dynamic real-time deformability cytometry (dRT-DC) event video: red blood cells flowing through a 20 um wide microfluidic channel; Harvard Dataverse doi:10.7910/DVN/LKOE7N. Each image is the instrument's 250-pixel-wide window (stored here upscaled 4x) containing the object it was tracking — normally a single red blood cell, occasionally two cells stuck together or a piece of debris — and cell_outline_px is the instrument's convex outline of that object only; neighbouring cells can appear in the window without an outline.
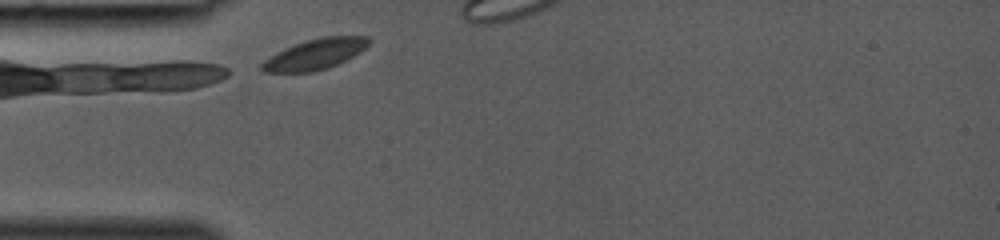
{"species": "common noctule bat (a hibernating species)", "species_latin": "Nyctalus noctula", "temperature_condition": "room temperature", "stored_images_in_passage": 10, "camera_frame_rate_fps": 3000, "um_per_image_px": 0.085, "animal": {"sex": "female", "body_mass_g": 19.0, "forearm_length_mm": 53.3}, "frame": {"image": 1, "passage_image": 1, "time_ms": 0.0, "image_size_px": [1000, 240], "cell_outline_px": [[372, 40], [360, 52], [328, 68], [312, 72], [264, 72], [260, 68], [260, 64], [264, 60], [276, 52], [284, 48], [304, 40], [324, 36], [368, 36]], "centroid_in_image_um": [26.75, 4.6], "position_along_channel_um": 58.2, "area_um2": 19.02}}
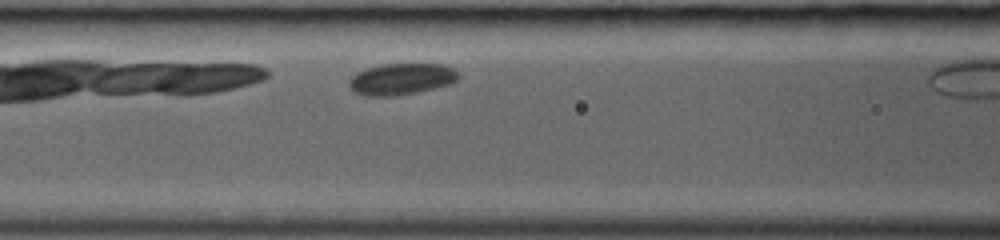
{"frame": {"image": 2, "passage_image": 6, "time_ms": 1.667, "image_size_px": [1000, 240], "cell_outline_px": [[460, 76], [452, 84], [416, 92], [392, 96], [368, 96], [356, 92], [348, 84], [348, 80], [356, 72], [368, 68], [384, 64], [440, 64], [452, 68]], "centroid_in_image_um": [34.11, 6.72], "position_along_channel_um": 132.5, "area_um2": 19.83}}
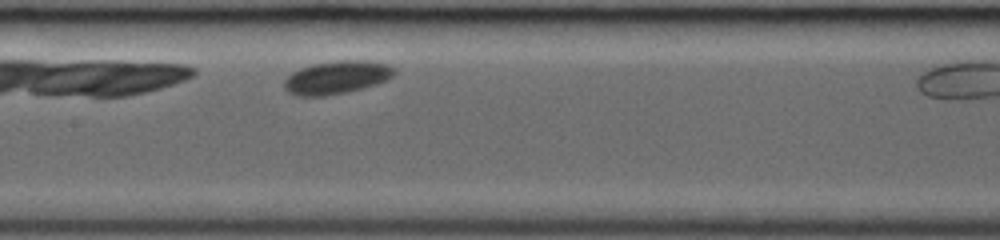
{"frame": {"image": 3, "passage_image": 9, "time_ms": 2.667, "image_size_px": [1000, 240], "cell_outline_px": [[396, 72], [388, 80], [364, 88], [348, 92], [324, 96], [296, 96], [288, 92], [284, 88], [284, 80], [292, 72], [300, 68], [312, 64], [340, 60], [368, 60], [388, 64], [396, 68]], "centroid_in_image_um": [28.64, 6.58], "position_along_channel_um": 178.8, "area_um2": 21.5}}